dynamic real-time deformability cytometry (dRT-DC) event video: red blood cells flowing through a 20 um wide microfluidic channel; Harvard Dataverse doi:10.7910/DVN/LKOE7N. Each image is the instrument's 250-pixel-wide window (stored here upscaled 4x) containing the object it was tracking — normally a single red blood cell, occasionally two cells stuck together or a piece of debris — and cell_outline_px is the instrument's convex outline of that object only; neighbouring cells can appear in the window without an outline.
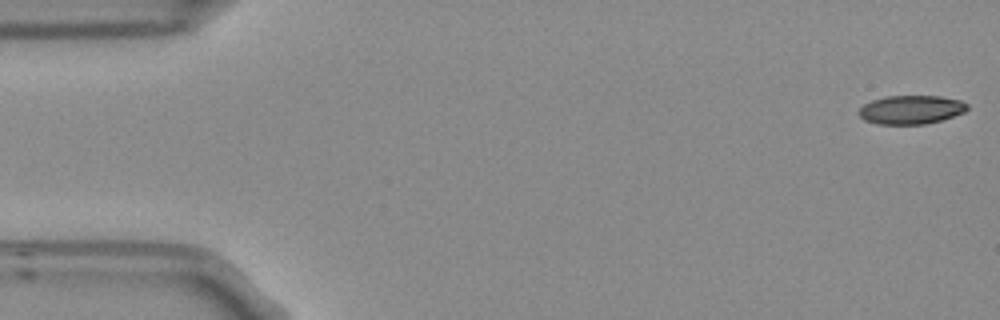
{"species": "Egyptian fruit bat (a non-hibernating species)", "species_latin": "Rousettus aegyptiacus", "temperature_condition": "room temperature", "stored_images_in_passage": 5, "camera_frame_rate_fps": 3000, "um_per_image_px": 0.085, "frame": {"image": 1, "passage_image": 1, "time_ms": 0.0, "image_size_px": [1000, 320], "cell_outline_px": [[968, 108], [964, 112], [940, 120], [924, 124], [876, 124], [864, 120], [856, 112], [864, 104], [872, 100], [888, 96], [940, 96], [960, 100], [968, 104]], "centroid_in_image_um": [77.41, 9.32], "position_along_channel_um": 7.6, "area_um2": 18.09}}
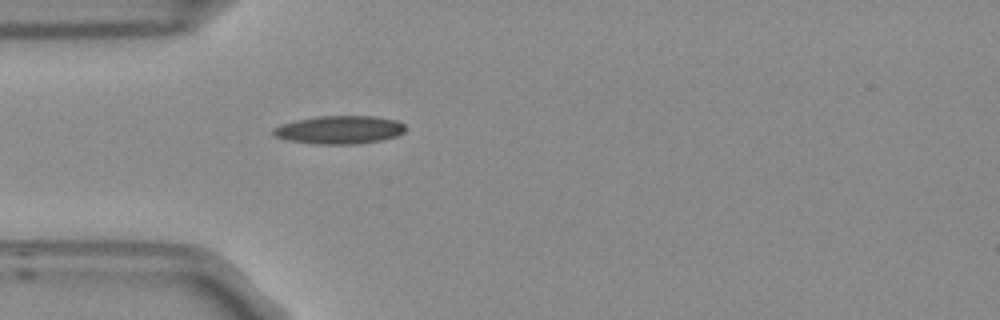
{"frame": {"image": 2, "passage_image": 5, "time_ms": 1.333, "image_size_px": [1000, 320], "cell_outline_px": [[404, 132], [396, 136], [380, 140], [356, 144], [316, 144], [288, 140], [276, 136], [272, 132], [272, 128], [280, 124], [296, 120], [320, 116], [376, 116], [396, 120], [404, 124]], "centroid_in_image_um": [28.84, 11.03], "position_along_channel_um": 56.2, "area_um2": 21.62}}